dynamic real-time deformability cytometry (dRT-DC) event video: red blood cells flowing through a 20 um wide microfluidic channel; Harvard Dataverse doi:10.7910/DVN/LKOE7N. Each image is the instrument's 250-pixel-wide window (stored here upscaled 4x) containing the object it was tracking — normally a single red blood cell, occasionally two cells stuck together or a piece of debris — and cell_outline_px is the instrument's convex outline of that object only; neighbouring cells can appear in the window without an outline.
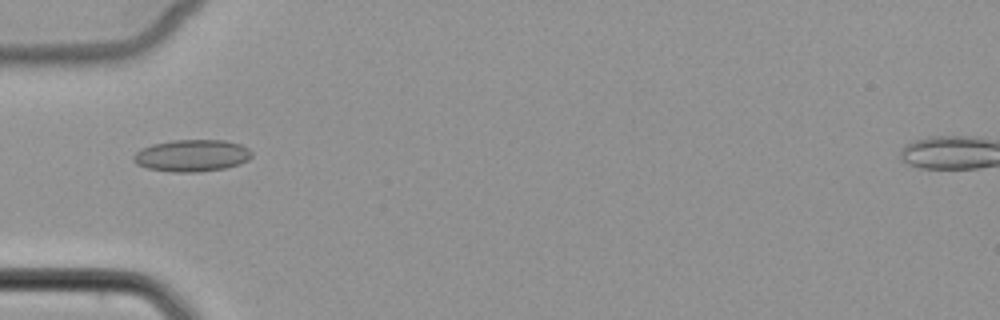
{"species": "common noctule bat (a hibernating species)", "species_latin": "Nyctalus noctula", "temperature_condition": "cold", "stored_images_in_passage": 5, "camera_frame_rate_fps": 3000, "um_per_image_px": 0.085, "animal": {"sex": "female", "body_mass_g": 22.7, "forearm_length_mm": 54.2}, "frame": {"image": 1, "passage_image": 5, "time_ms": 5.667, "image_size_px": [1000, 320], "cell_outline_px": [[252, 156], [248, 160], [240, 164], [224, 168], [196, 172], [172, 172], [148, 168], [136, 164], [132, 160], [132, 156], [140, 148], [152, 144], [172, 140], [224, 140], [240, 144], [248, 148], [252, 152]], "centroid_in_image_um": [16.29, 13.22], "position_along_channel_um": 68.7, "area_um2": 22.14}}